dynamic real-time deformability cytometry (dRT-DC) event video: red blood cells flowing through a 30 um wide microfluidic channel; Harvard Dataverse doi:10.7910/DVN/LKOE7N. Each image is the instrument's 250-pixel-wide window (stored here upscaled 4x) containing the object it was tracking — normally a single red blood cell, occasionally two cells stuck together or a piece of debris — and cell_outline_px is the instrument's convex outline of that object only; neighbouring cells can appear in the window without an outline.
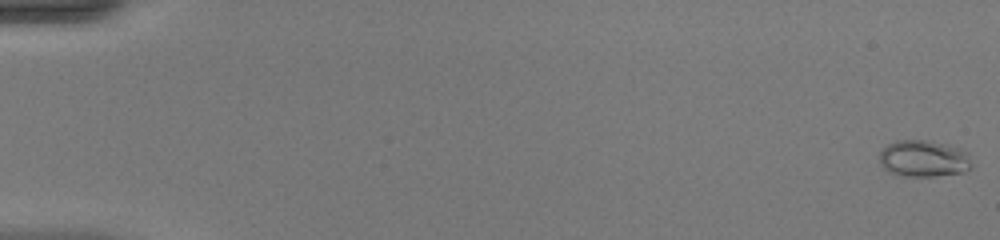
{"species": "common noctule bat (a hibernating species)", "species_latin": "Nyctalus noctula", "temperature_condition": "warm", "stored_images_in_passage": 51, "camera_frame_rate_fps": 3000, "um_per_image_px": 0.085, "animal": {"sex": "female", "body_mass_g": 20.0, "forearm_length_mm": 54.0}, "frame": {"image": 1, "passage_image": 1, "time_ms": 0.0, "image_size_px": [1000, 240], "cell_outline_px": [[972, 168], [964, 172], [936, 176], [904, 176], [888, 172], [880, 164], [880, 152], [888, 144], [896, 140], [928, 140], [960, 148], [968, 152], [972, 164]], "centroid_in_image_um": [78.53, 13.48], "position_along_channel_um": 6.5, "area_um2": 19.88}}
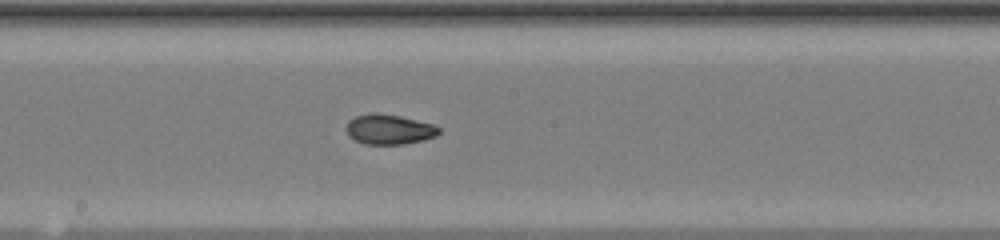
{"frame": {"image": 2, "passage_image": 29, "time_ms": 9.333, "image_size_px": [1000, 240], "cell_outline_px": [[440, 132], [436, 136], [424, 140], [404, 144], [364, 144], [348, 136], [344, 128], [348, 120], [356, 116], [372, 112], [376, 112], [400, 116], [432, 124], [440, 128]], "centroid_in_image_um": [33.04, 10.99], "position_along_channel_um": 215.2, "area_um2": 16.36}}
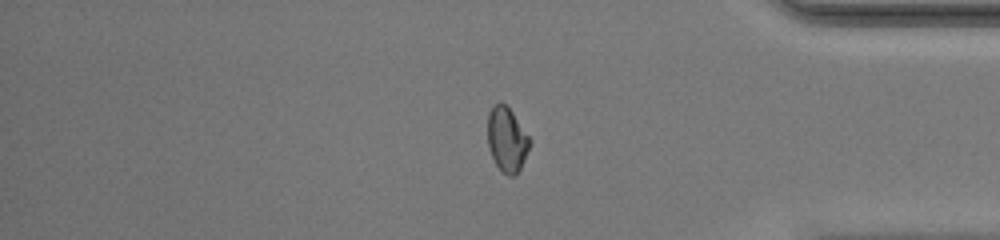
{"frame": {"image": 3, "passage_image": 43, "time_ms": 14.0, "image_size_px": [1000, 240], "cell_outline_px": [[532, 144], [516, 176], [508, 176], [496, 164], [488, 148], [488, 112], [492, 104], [500, 100], [512, 112], [532, 140]], "centroid_in_image_um": [43.09, 11.83], "position_along_channel_um": 392.1, "area_um2": 16.01}, "authors_computed_cell_mechanics": {"area_um2": 16.4152, "velocity_mm_per_s": 4.1851, "shape_relaxation_time_tau1_ms": 6.6217, "shape_relaxation_time_tau2_ms": 1.1296, "deformation_change_tau1": 0.2282, "deformation_change_tau2": 0.0403}}